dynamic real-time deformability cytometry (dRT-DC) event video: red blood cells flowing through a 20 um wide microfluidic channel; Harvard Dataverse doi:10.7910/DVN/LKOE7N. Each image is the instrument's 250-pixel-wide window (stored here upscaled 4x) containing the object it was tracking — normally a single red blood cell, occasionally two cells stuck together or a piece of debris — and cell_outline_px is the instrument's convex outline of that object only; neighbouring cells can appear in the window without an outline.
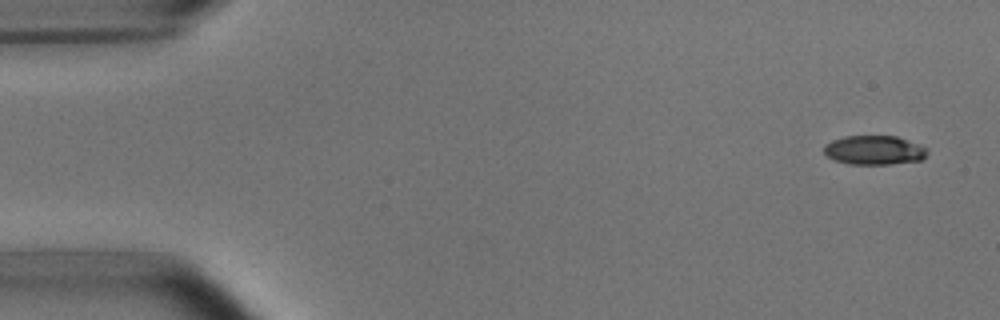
{"species": "common noctule bat (a hibernating species)", "species_latin": "Nyctalus noctula", "temperature_condition": "room temperature", "stored_images_in_passage": 6, "camera_frame_rate_fps": 3000, "um_per_image_px": 0.085, "animal": {"sex": "male", "body_mass_g": 15.6}, "frame": {"image": 1, "passage_image": 1, "time_ms": 0.0, "image_size_px": [1000, 320], "cell_outline_px": [[928, 152], [924, 160], [888, 164], [852, 164], [836, 160], [828, 156], [824, 152], [824, 144], [832, 140], [844, 136], [896, 136], [928, 148]], "centroid_in_image_um": [74.33, 12.76], "position_along_channel_um": 10.7, "area_um2": 17.51}}
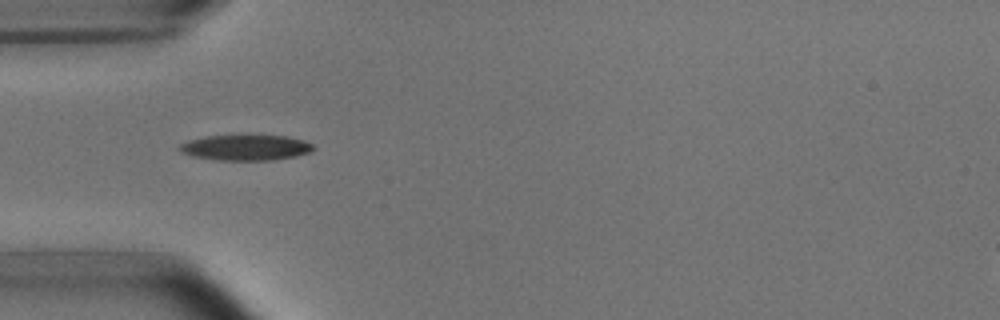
{"frame": {"image": 2, "passage_image": 4, "time_ms": 4.667, "image_size_px": [1000, 320], "cell_outline_px": [[316, 148], [312, 152], [296, 156], [272, 160], [216, 160], [192, 156], [180, 152], [180, 144], [188, 140], [204, 136], [288, 136], [304, 140], [312, 144]], "centroid_in_image_um": [20.91, 12.55], "position_along_channel_um": 64.1, "area_um2": 19.94}}
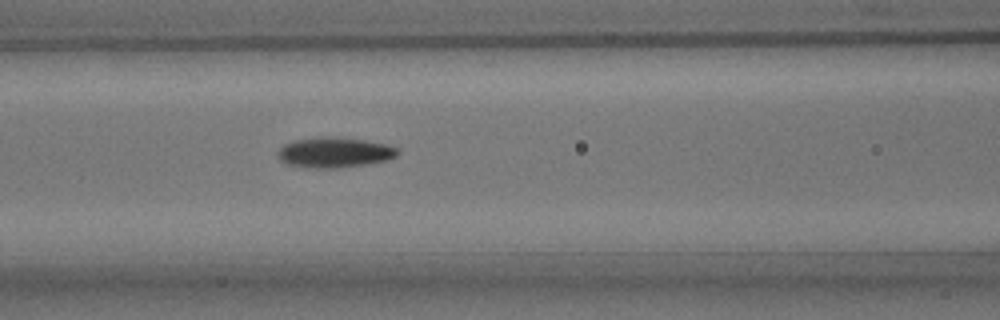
{"frame": {"image": 3, "passage_image": 6, "time_ms": 6.667, "image_size_px": [1000, 320], "cell_outline_px": [[400, 152], [396, 156], [388, 160], [368, 164], [336, 168], [316, 168], [288, 164], [280, 160], [276, 152], [284, 144], [292, 140], [320, 136], [332, 136], [364, 140], [384, 144], [400, 148]], "centroid_in_image_um": [28.44, 12.94], "position_along_channel_um": 138.2, "area_um2": 21.33}}